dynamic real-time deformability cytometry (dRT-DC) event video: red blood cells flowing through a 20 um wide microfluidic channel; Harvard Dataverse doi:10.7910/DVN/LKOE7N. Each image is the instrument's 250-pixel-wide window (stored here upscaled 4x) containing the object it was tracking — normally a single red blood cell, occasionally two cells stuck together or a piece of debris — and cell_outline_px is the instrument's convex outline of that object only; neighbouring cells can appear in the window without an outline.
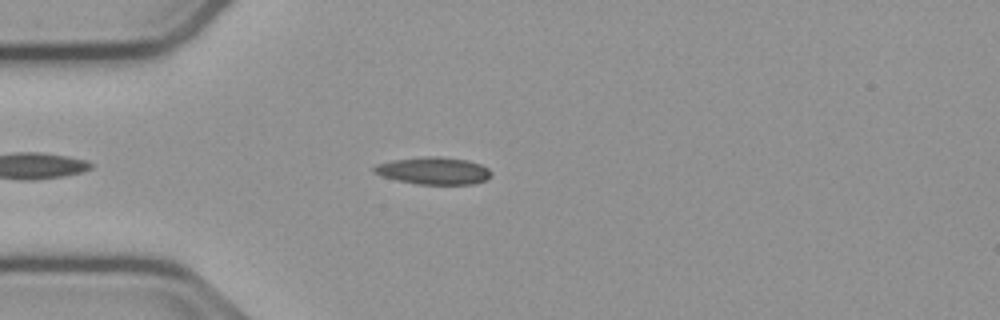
{"species": "common noctule bat (a hibernating species)", "species_latin": "Nyctalus noctula", "temperature_condition": "cold", "stored_images_in_passage": 28, "camera_frame_rate_fps": 3000, "um_per_image_px": 0.085, "animal": {"sex": "male", "body_mass_g": 23.1, "forearm_length_mm": 52.7}, "frame": {"image": 1, "passage_image": 8, "time_ms": 2.333, "image_size_px": [1000, 320], "cell_outline_px": [[492, 172], [484, 180], [472, 184], [416, 184], [384, 176], [372, 172], [372, 168], [376, 164], [392, 160], [424, 156], [440, 156], [468, 160], [480, 164], [488, 168]], "centroid_in_image_um": [36.83, 14.5], "position_along_channel_um": 48.2, "area_um2": 18.5}}
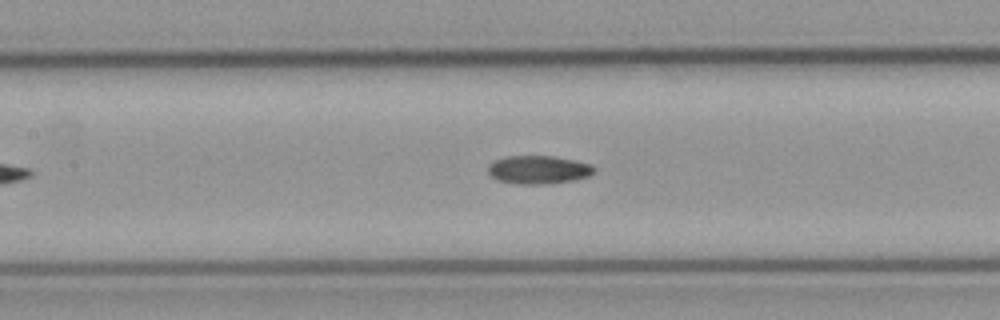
{"frame": {"image": 2, "passage_image": 18, "time_ms": 5.667, "image_size_px": [1000, 320], "cell_outline_px": [[596, 172], [588, 176], [576, 180], [552, 184], [516, 184], [496, 180], [488, 172], [488, 164], [504, 156], [552, 156], [592, 164], [596, 168]], "centroid_in_image_um": [45.79, 14.44], "position_along_channel_um": 161.6, "area_um2": 17.74}}
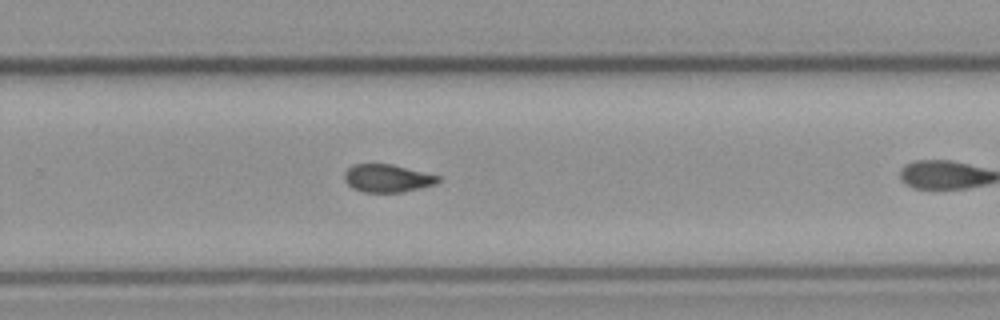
{"frame": {"image": 3, "passage_image": 25, "time_ms": 8.0, "image_size_px": [1000, 320], "cell_outline_px": [[440, 180], [436, 184], [400, 192], [364, 192], [352, 188], [344, 180], [344, 172], [352, 164], [392, 164], [440, 176]], "centroid_in_image_um": [32.89, 15.14], "position_along_channel_um": 296.9, "area_um2": 15.14}}